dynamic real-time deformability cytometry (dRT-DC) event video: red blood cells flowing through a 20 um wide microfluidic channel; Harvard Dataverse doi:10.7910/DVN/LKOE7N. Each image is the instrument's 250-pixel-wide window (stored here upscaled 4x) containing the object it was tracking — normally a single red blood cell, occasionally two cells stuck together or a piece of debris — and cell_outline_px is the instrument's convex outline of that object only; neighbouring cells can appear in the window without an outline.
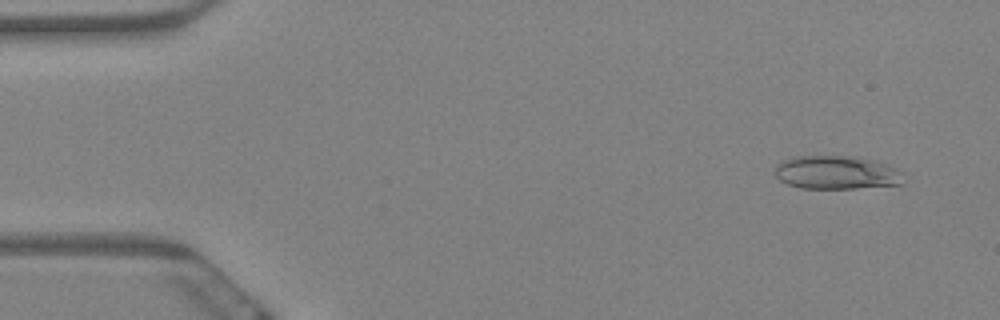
{"species": "Egyptian fruit bat (a non-hibernating species)", "species_latin": "Rousettus aegyptiacus", "temperature_condition": "warm", "stored_images_in_passage": 5, "camera_frame_rate_fps": 3000, "um_per_image_px": 0.085, "animal": {"sex": "female"}, "frame": {"image": 1, "passage_image": 1, "time_ms": 0.0, "image_size_px": [1000, 320], "cell_outline_px": [[904, 184], [856, 188], [800, 188], [788, 184], [780, 180], [776, 176], [776, 164], [792, 156], [856, 156], [888, 164], [904, 172]], "centroid_in_image_um": [71.15, 14.66], "position_along_channel_um": 13.8, "area_um2": 25.32}}
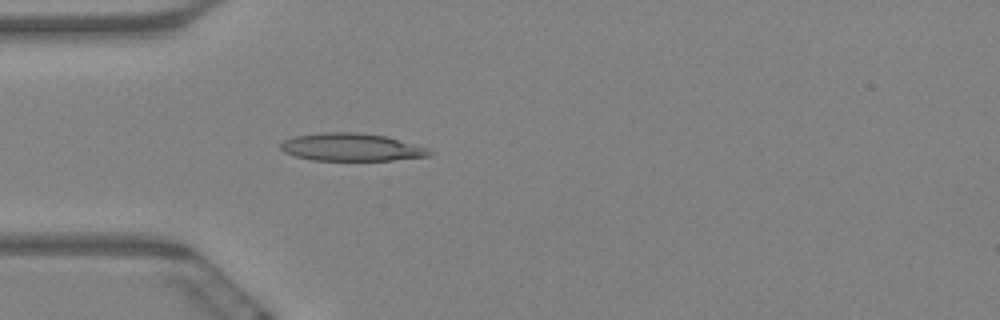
{"frame": {"image": 2, "passage_image": 5, "time_ms": 1.333, "image_size_px": [1000, 320], "cell_outline_px": [[432, 156], [392, 160], [312, 160], [296, 156], [284, 152], [280, 148], [280, 144], [284, 140], [296, 136], [324, 132], [356, 132], [384, 136], [428, 148], [432, 152]], "centroid_in_image_um": [29.87, 12.51], "position_along_channel_um": 55.1, "area_um2": 23.81}}